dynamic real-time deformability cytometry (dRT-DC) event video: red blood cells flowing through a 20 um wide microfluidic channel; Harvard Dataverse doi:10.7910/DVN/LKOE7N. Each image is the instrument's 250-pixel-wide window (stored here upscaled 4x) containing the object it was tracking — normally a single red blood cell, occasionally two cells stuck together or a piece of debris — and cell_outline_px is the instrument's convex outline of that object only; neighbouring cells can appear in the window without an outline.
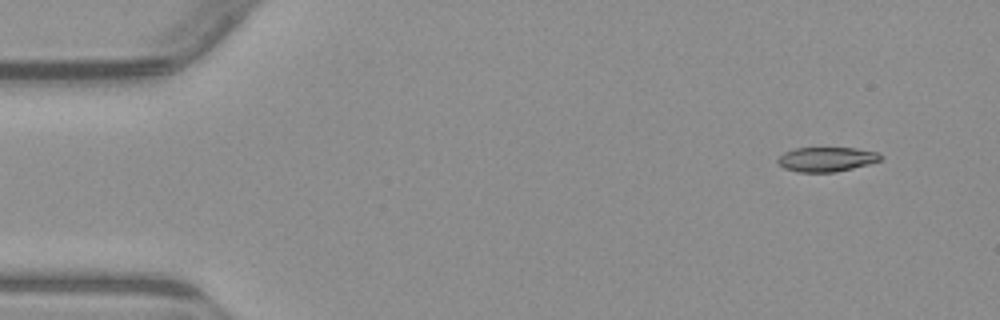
{"species": "common noctule bat (a hibernating species)", "species_latin": "Nyctalus noctula", "temperature_condition": "warm", "stored_images_in_passage": 5, "camera_frame_rate_fps": 3000, "um_per_image_px": 0.085, "animal": {"sex": "male", "body_mass_g": 23.1, "forearm_length_mm": 52.7}, "frame": {"image": 1, "passage_image": 2, "time_ms": 1.333, "image_size_px": [1000, 320], "cell_outline_px": [[880, 160], [868, 164], [852, 168], [832, 172], [800, 172], [784, 168], [776, 160], [784, 152], [796, 148], [856, 148], [876, 152], [880, 156]], "centroid_in_image_um": [70.22, 13.53], "position_along_channel_um": 14.8, "area_um2": 14.39}}
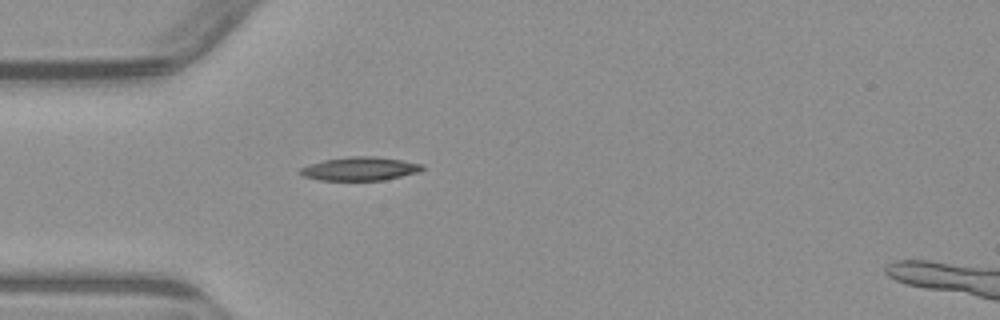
{"frame": {"image": 2, "passage_image": 5, "time_ms": 5.0, "image_size_px": [1000, 320], "cell_outline_px": [[424, 168], [420, 172], [384, 180], [320, 180], [304, 176], [300, 172], [300, 168], [324, 160], [348, 156], [372, 156], [400, 160], [424, 164]], "centroid_in_image_um": [30.64, 14.34], "position_along_channel_um": 54.4, "area_um2": 16.59}}